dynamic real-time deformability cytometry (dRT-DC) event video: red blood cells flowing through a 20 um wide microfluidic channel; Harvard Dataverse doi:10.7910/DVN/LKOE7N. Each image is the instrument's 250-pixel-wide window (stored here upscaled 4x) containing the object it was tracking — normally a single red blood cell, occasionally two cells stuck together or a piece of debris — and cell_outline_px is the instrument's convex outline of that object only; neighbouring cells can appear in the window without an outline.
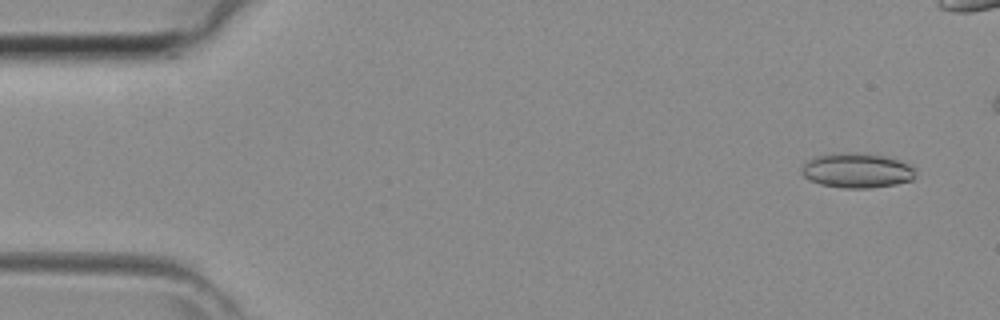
{"species": "common noctule bat (a hibernating species)", "species_latin": "Nyctalus noctula", "temperature_condition": "room temperature", "stored_images_in_passage": 39, "camera_frame_rate_fps": 3000, "um_per_image_px": 0.085, "animal": {"sex": "female", "body_mass_g": 29.2, "forearm_length_mm": 56.3}, "frame": {"image": 1, "passage_image": 3, "time_ms": 0.667, "image_size_px": [1000, 320], "cell_outline_px": [[916, 176], [912, 180], [896, 184], [868, 188], [844, 188], [820, 184], [804, 176], [800, 172], [800, 168], [808, 160], [820, 156], [892, 156], [916, 168]], "centroid_in_image_um": [72.92, 14.55], "position_along_channel_um": 12.1, "area_um2": 22.08}}
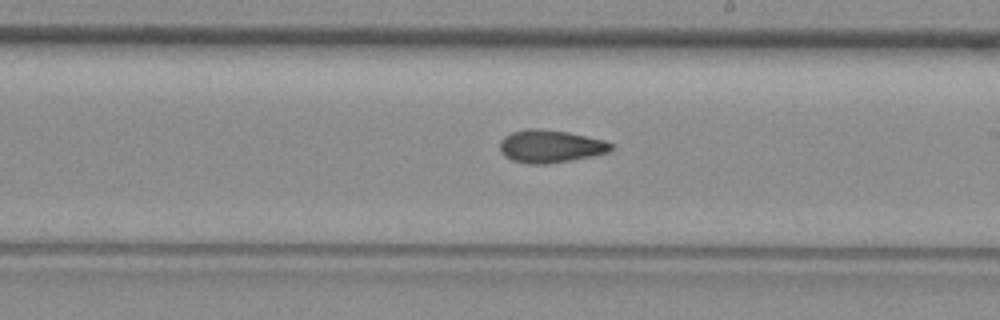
{"frame": {"image": 2, "passage_image": 25, "time_ms": 8.0, "image_size_px": [1000, 320], "cell_outline_px": [[612, 148], [608, 152], [568, 160], [544, 164], [528, 164], [512, 160], [504, 156], [500, 148], [500, 140], [504, 136], [512, 132], [528, 128], [536, 128], [568, 132], [604, 140], [612, 144]], "centroid_in_image_um": [46.73, 12.42], "position_along_channel_um": 242.3, "area_um2": 20.92}}
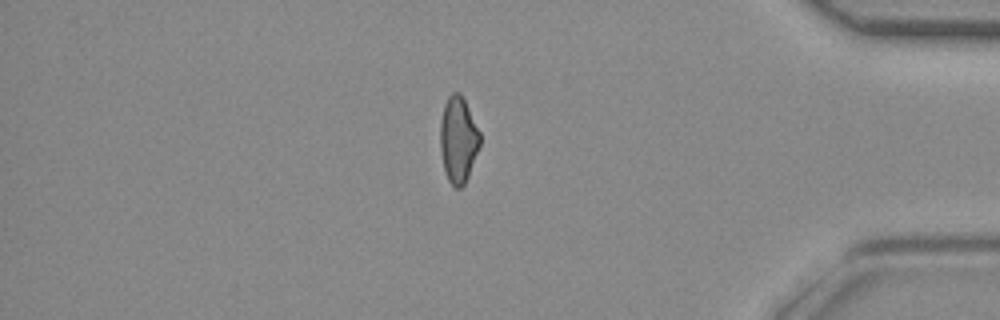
{"frame": {"image": 3, "passage_image": 37, "time_ms": 12.0, "image_size_px": [1000, 320], "cell_outline_px": [[480, 144], [468, 176], [464, 184], [460, 188], [456, 188], [448, 180], [444, 168], [440, 152], [440, 120], [444, 104], [448, 96], [452, 92], [460, 92], [480, 132]], "centroid_in_image_um": [38.93, 11.85], "position_along_channel_um": 396.3, "area_um2": 19.83}}